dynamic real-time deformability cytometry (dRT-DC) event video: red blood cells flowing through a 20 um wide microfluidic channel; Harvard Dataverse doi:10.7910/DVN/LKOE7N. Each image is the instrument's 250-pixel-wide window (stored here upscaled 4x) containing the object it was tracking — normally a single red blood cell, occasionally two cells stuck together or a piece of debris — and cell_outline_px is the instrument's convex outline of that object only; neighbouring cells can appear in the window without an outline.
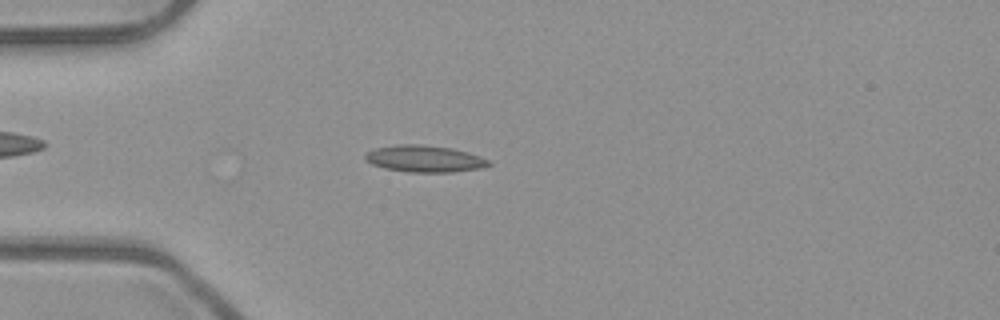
{"species": "common noctule bat (a hibernating species)", "species_latin": "Nyctalus noctula", "temperature_condition": "room temperature", "stored_images_in_passage": 5, "camera_frame_rate_fps": 3000, "um_per_image_px": 0.085, "animal": {"sex": "male", "body_mass_g": 23.1, "forearm_length_mm": 52.7}, "frame": {"image": 1, "passage_image": 4, "time_ms": 1.0, "image_size_px": [1000, 320], "cell_outline_px": [[492, 164], [480, 168], [452, 172], [408, 172], [384, 168], [372, 164], [364, 160], [364, 156], [368, 152], [376, 148], [396, 144], [424, 144], [452, 148], [468, 152], [480, 156], [488, 160]], "centroid_in_image_um": [36.07, 13.49], "position_along_channel_um": 48.9, "area_um2": 19.31}}